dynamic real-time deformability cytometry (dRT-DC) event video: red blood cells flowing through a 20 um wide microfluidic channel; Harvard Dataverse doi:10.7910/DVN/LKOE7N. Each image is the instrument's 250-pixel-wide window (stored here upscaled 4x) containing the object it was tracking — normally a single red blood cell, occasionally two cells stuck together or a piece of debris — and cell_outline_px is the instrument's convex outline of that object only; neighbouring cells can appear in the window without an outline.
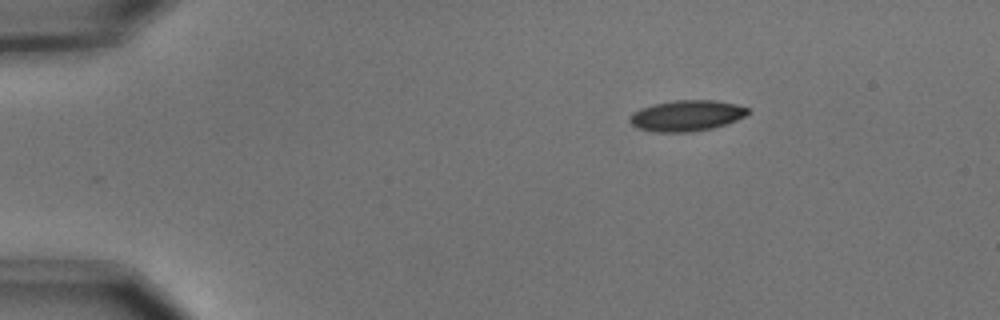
{"species": "common noctule bat (a hibernating species)", "species_latin": "Nyctalus noctula", "temperature_condition": "cold", "stored_images_in_passage": 9, "camera_frame_rate_fps": 3000, "um_per_image_px": 0.085, "animal": {"sex": "male", "body_mass_g": 15.6}, "frame": {"image": 1, "passage_image": 1, "time_ms": 0.0, "image_size_px": [1000, 320], "cell_outline_px": [[748, 112], [744, 116], [736, 120], [712, 128], [688, 132], [656, 132], [640, 128], [632, 124], [628, 120], [628, 116], [632, 112], [640, 108], [652, 104], [676, 100], [716, 100], [736, 104], [748, 108]], "centroid_in_image_um": [58.32, 9.82], "position_along_channel_um": 26.7, "area_um2": 21.15}}